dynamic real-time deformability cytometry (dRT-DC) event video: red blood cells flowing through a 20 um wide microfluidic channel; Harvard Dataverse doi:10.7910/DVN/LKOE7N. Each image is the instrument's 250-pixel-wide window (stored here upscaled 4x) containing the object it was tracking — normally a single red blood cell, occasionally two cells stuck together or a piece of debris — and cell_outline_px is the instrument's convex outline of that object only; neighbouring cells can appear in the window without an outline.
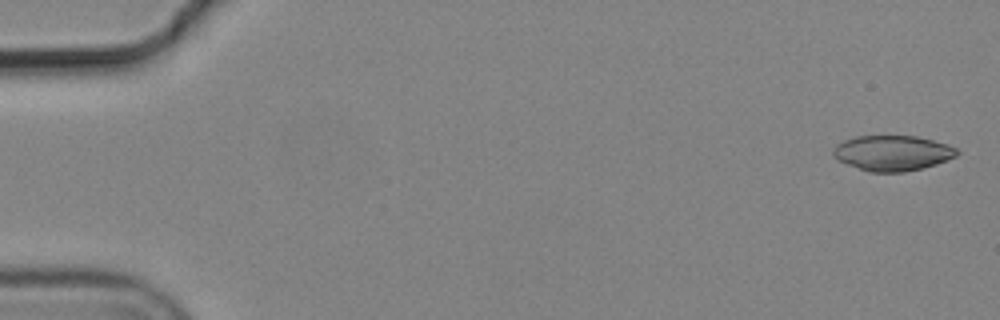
{"species": "common noctule bat (a hibernating species)", "species_latin": "Nyctalus noctula", "temperature_condition": "cold", "stored_images_in_passage": 5, "camera_frame_rate_fps": 3000, "um_per_image_px": 0.085, "animal": {"sex": "male", "body_mass_g": 19.2, "forearm_length_mm": 51.8}, "frame": {"image": 1, "passage_image": 1, "time_ms": 0.0, "image_size_px": [1000, 320], "cell_outline_px": [[960, 152], [956, 156], [948, 160], [936, 164], [904, 172], [868, 172], [836, 160], [832, 156], [832, 152], [836, 144], [844, 140], [856, 136], [916, 136], [932, 140], [956, 148]], "centroid_in_image_um": [75.81, 13.01], "position_along_channel_um": 9.2, "area_um2": 25.49}}
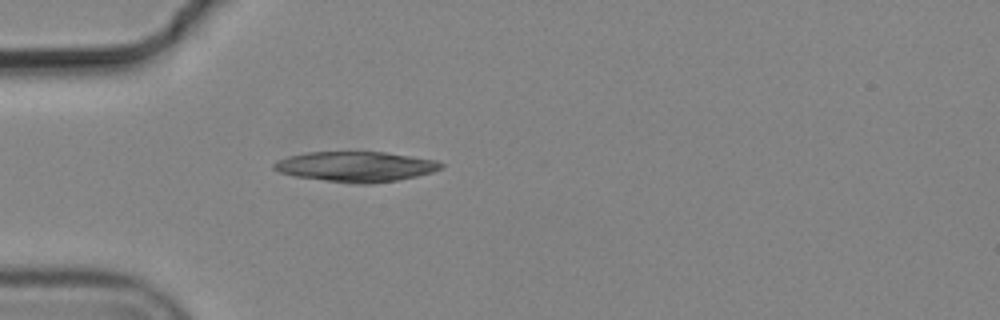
{"frame": {"image": 2, "passage_image": 5, "time_ms": 1.333, "image_size_px": [1000, 320], "cell_outline_px": [[444, 164], [440, 168], [432, 172], [416, 176], [396, 180], [368, 184], [360, 184], [324, 180], [296, 176], [280, 172], [272, 168], [272, 164], [288, 156], [308, 152], [384, 152], [436, 160]], "centroid_in_image_um": [30.24, 14.16], "position_along_channel_um": 54.8, "area_um2": 29.02}}